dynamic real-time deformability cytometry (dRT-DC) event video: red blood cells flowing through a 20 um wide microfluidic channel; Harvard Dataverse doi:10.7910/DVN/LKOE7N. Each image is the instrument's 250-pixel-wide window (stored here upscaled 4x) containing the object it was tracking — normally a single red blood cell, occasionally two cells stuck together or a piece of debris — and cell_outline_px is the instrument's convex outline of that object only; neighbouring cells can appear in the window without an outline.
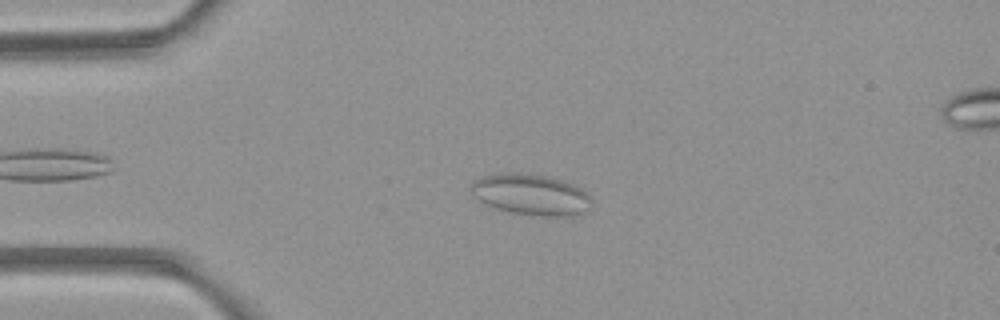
{"species": "common noctule bat (a hibernating species)", "species_latin": "Nyctalus noctula", "temperature_condition": "room temperature", "stored_images_in_passage": 5, "camera_frame_rate_fps": 3000, "um_per_image_px": 0.085, "animal": {"sex": "female", "body_mass_g": 21.9}, "frame": {"image": 1, "passage_image": 3, "time_ms": 2.333, "image_size_px": [1000, 320], "cell_outline_px": [[592, 204], [584, 212], [576, 216], [544, 216], [512, 212], [496, 208], [484, 204], [476, 200], [472, 196], [468, 188], [476, 180], [484, 176], [508, 172], [516, 172], [544, 176], [564, 180], [588, 192], [592, 200]], "centroid_in_image_um": [45.12, 16.54], "position_along_channel_um": 39.9, "area_um2": 29.02}}